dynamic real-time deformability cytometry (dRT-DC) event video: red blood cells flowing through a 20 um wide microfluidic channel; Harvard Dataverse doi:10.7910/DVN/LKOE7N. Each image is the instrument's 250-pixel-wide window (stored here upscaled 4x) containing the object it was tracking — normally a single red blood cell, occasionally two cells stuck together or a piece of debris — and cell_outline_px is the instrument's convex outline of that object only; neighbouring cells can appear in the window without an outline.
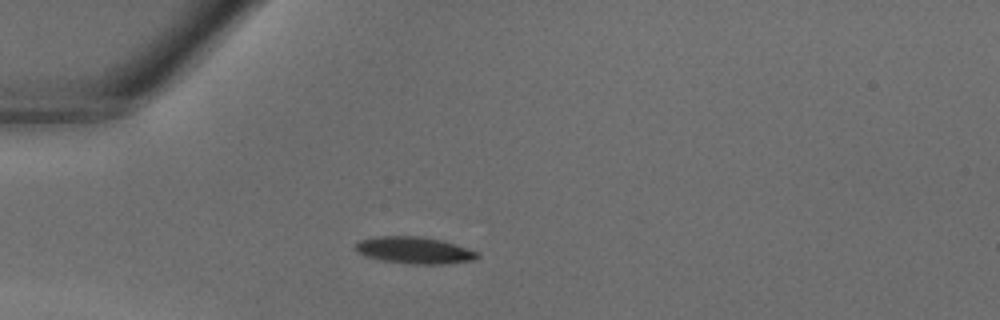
{"species": "common noctule bat (a hibernating species)", "species_latin": "Nyctalus noctula", "temperature_condition": "warm", "stored_images_in_passage": 29, "camera_frame_rate_fps": 3000, "um_per_image_px": 0.085, "animal": {"sex": "male", "body_mass_g": 18.8}, "frame": {"image": 1, "passage_image": 1, "time_ms": 0.0, "image_size_px": [1000, 320], "cell_outline_px": [[480, 256], [472, 260], [440, 264], [412, 264], [380, 260], [356, 252], [352, 248], [360, 240], [376, 236], [424, 236], [444, 240], [480, 252]], "centroid_in_image_um": [35.22, 21.26], "position_along_channel_um": 49.8, "area_um2": 19.25}}
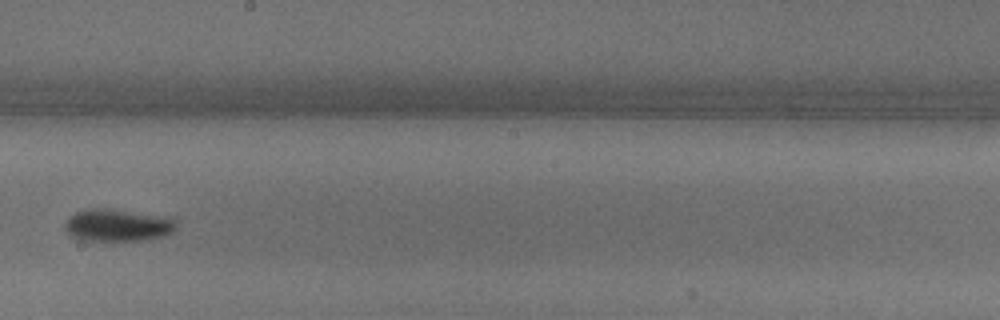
{"frame": {"image": 2, "passage_image": 13, "time_ms": 4.0, "image_size_px": [1000, 320], "cell_outline_px": [[176, 228], [172, 232], [164, 236], [140, 240], [84, 240], [72, 236], [64, 228], [64, 224], [76, 212], [96, 208], [100, 208], [164, 216], [176, 220]], "centroid_in_image_um": [10.02, 19.15], "position_along_channel_um": 238.2, "area_um2": 20.4}}
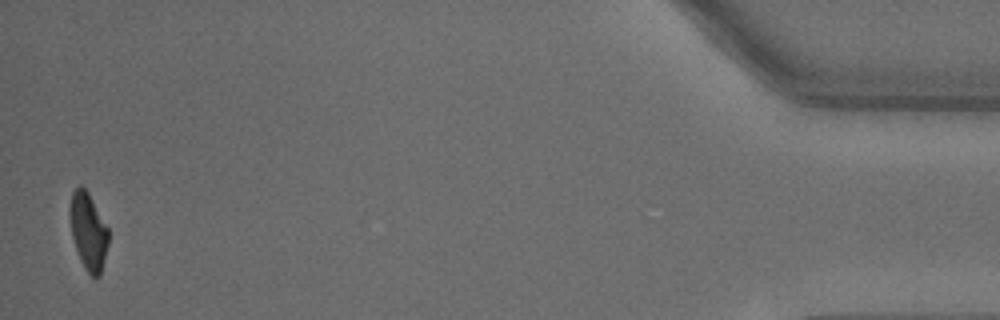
{"frame": {"image": 3, "passage_image": 29, "time_ms": 9.333, "image_size_px": [1000, 320], "cell_outline_px": [[108, 244], [100, 276], [96, 280], [84, 268], [76, 248], [72, 236], [68, 212], [68, 208], [72, 192], [80, 184], [88, 192], [108, 228]], "centroid_in_image_um": [7.49, 19.65], "position_along_channel_um": 427.7, "area_um2": 17.34}}